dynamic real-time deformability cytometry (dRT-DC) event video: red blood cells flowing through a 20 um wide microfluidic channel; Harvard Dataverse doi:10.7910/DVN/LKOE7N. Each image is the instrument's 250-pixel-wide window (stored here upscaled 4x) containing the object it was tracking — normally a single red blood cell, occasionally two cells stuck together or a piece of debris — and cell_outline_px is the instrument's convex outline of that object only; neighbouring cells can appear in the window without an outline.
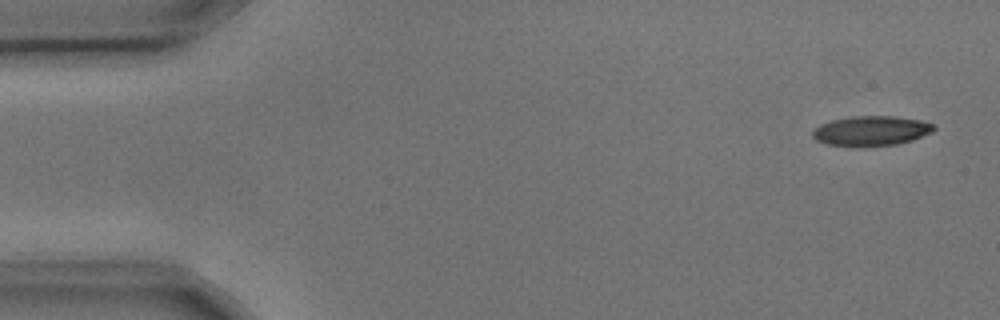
{"species": "common noctule bat (a hibernating species)", "species_latin": "Nyctalus noctula", "temperature_condition": "cold", "stored_images_in_passage": 4, "camera_frame_rate_fps": 3000, "um_per_image_px": 0.085, "animal": {"sex": "male", "body_mass_g": 17.9, "forearm_length_mm": 54.2}, "frame": {"image": 1, "passage_image": 1, "time_ms": 0.0, "image_size_px": [1000, 320], "cell_outline_px": [[936, 128], [932, 132], [912, 140], [896, 144], [828, 144], [816, 140], [812, 136], [812, 132], [820, 124], [832, 120], [848, 116], [896, 116], [920, 120], [932, 124]], "centroid_in_image_um": [74.07, 11.07], "position_along_channel_um": 10.9, "area_um2": 20.35}}
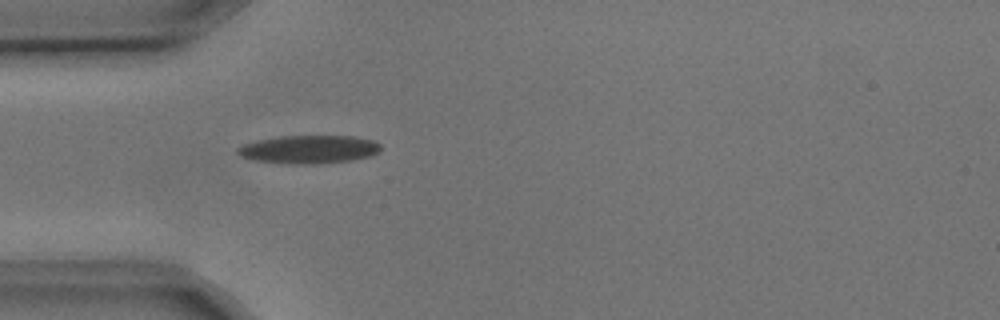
{"frame": {"image": 2, "passage_image": 4, "time_ms": 1.0, "image_size_px": [1000, 320], "cell_outline_px": [[380, 152], [372, 156], [352, 160], [312, 164], [284, 164], [256, 160], [240, 156], [236, 152], [236, 148], [244, 144], [256, 140], [280, 136], [356, 136], [376, 140], [380, 144]], "centroid_in_image_um": [26.29, 12.69], "position_along_channel_um": 58.7, "area_um2": 23.81}}